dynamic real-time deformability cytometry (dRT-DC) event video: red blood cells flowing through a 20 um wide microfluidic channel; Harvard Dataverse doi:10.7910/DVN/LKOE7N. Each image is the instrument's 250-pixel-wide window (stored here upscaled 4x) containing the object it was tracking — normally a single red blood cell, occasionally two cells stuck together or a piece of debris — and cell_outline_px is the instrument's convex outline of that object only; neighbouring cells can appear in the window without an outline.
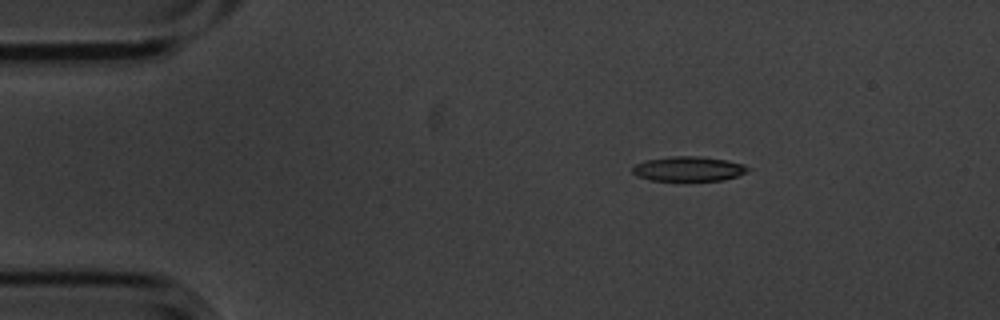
{"species": "common noctule bat (a hibernating species)", "species_latin": "Nyctalus noctula", "temperature_condition": "cold", "stored_images_in_passage": 3, "camera_frame_rate_fps": 3000, "um_per_image_px": 0.085, "animal": {"sex": "male", "body_mass_g": 20.1, "forearm_length_mm": 53.5}, "frame": {"image": 1, "passage_image": 1, "time_ms": 0.0, "image_size_px": [1000, 320], "cell_outline_px": [[752, 168], [736, 176], [724, 180], [652, 180], [636, 176], [632, 172], [632, 168], [636, 164], [644, 160], [672, 156], [700, 156], [728, 160], [744, 164]], "centroid_in_image_um": [58.52, 14.34], "position_along_channel_um": 26.5, "area_um2": 16.59}}